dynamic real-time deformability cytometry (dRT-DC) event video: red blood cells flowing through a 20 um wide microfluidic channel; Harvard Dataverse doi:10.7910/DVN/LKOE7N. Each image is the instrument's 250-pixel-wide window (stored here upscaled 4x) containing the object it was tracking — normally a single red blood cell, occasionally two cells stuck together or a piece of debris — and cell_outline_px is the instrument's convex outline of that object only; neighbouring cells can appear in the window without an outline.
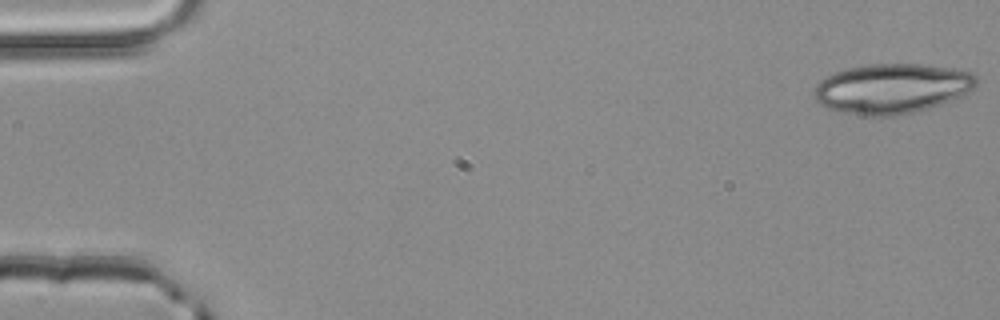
{"species": "common noctule bat (a hibernating species)", "species_latin": "Nyctalus noctula", "temperature_condition": "room temperature", "stored_images_in_passage": 23, "camera_frame_rate_fps": 3000, "um_per_image_px": 0.085, "animal": {"sex": "male", "body_mass_g": 20.4}, "frame": {"image": 1, "passage_image": 1, "time_ms": 0.0, "image_size_px": [1000, 320], "cell_outline_px": [[980, 80], [968, 92], [952, 100], [928, 108], [896, 116], [864, 116], [840, 112], [828, 108], [820, 104], [812, 96], [812, 92], [816, 84], [820, 80], [836, 72], [848, 68], [868, 64], [920, 64], [952, 68], [972, 72]], "centroid_in_image_um": [75.8, 7.53], "position_along_channel_um": 9.2, "area_um2": 47.4}}
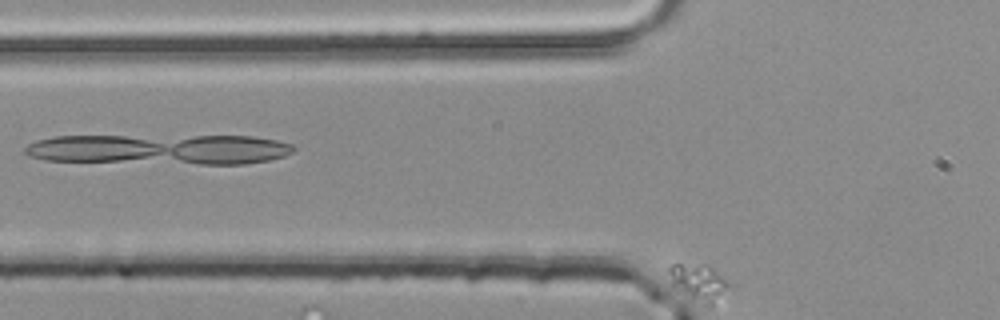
{"frame": {"image": 2, "passage_image": 20, "time_ms": 6.333, "image_size_px": [1000, 320], "cell_outline_px": [[296, 148], [292, 152], [284, 156], [268, 160], [244, 164], [200, 164], [44, 160], [28, 156], [24, 152], [24, 148], [28, 144], [36, 140], [52, 136], [252, 136], [276, 140], [292, 144]], "centroid_in_image_um": [13.55, 12.69], "position_along_channel_um": 112.2, "area_um2": 47.57}}